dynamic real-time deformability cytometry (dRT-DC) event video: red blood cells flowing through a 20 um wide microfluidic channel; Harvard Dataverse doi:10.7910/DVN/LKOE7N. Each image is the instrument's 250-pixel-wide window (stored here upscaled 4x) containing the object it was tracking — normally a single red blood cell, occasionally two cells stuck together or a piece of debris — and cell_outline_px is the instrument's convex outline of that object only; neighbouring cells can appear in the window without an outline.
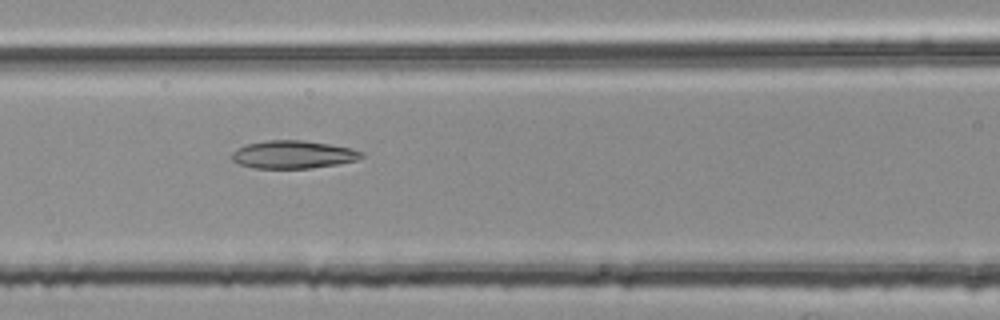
{"species": "common noctule bat (a hibernating species)", "species_latin": "Nyctalus noctula", "temperature_condition": "room temperature", "stored_images_in_passage": 38, "camera_frame_rate_fps": 3000, "um_per_image_px": 0.085, "animal": {"sex": "female", "body_mass_g": 25.1}, "frame": {"image": 1, "passage_image": 14, "time_ms": 4.333, "image_size_px": [1000, 320], "cell_outline_px": [[364, 156], [356, 160], [336, 164], [312, 168], [252, 168], [240, 164], [232, 160], [232, 152], [236, 148], [248, 144], [264, 140], [304, 140], [332, 144], [352, 148], [364, 152]], "centroid_in_image_um": [24.92, 13.12], "position_along_channel_um": 141.7, "area_um2": 21.21}}
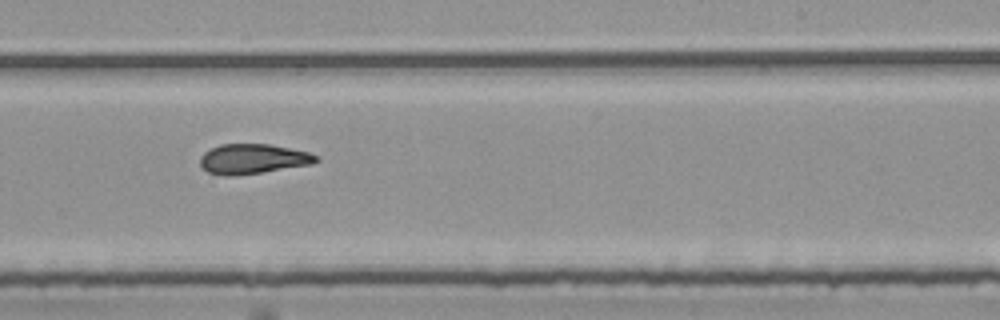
{"frame": {"image": 2, "passage_image": 24, "time_ms": 7.667, "image_size_px": [1000, 320], "cell_outline_px": [[320, 160], [312, 164], [260, 172], [232, 176], [224, 176], [208, 172], [200, 168], [200, 156], [204, 152], [220, 144], [272, 144], [308, 152], [320, 156]], "centroid_in_image_um": [21.48, 13.5], "position_along_channel_um": 267.5, "area_um2": 20.29}}
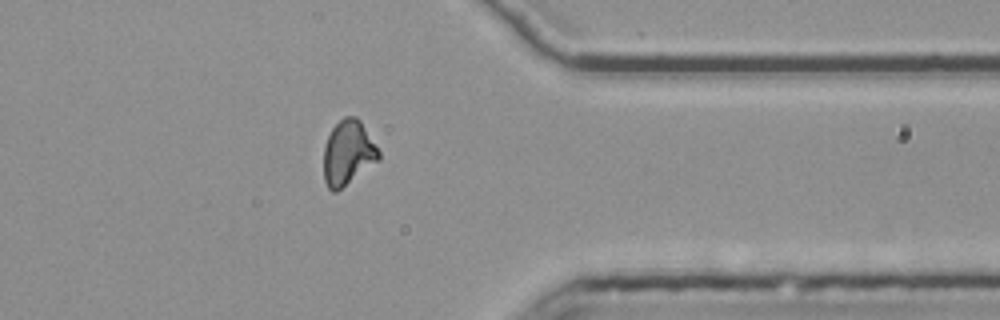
{"frame": {"image": 3, "passage_image": 34, "time_ms": 11.0, "image_size_px": [1000, 320], "cell_outline_px": [[380, 160], [336, 192], [332, 192], [328, 188], [324, 180], [324, 144], [332, 128], [344, 116], [356, 116], [360, 120], [380, 152]], "centroid_in_image_um": [29.58, 13.0], "position_along_channel_um": 381.8, "area_um2": 20.75}, "authors_computed_cell_mechanics": {"area_um2": 20.5768, "velocity_mm_per_s": 3.7901, "shape_relaxation_time_tau1_ms": null, "shape_relaxation_time_tau2_ms": 5.0962, "deformation_change_tau1": null, "deformation_change_tau2": 0.1392}}